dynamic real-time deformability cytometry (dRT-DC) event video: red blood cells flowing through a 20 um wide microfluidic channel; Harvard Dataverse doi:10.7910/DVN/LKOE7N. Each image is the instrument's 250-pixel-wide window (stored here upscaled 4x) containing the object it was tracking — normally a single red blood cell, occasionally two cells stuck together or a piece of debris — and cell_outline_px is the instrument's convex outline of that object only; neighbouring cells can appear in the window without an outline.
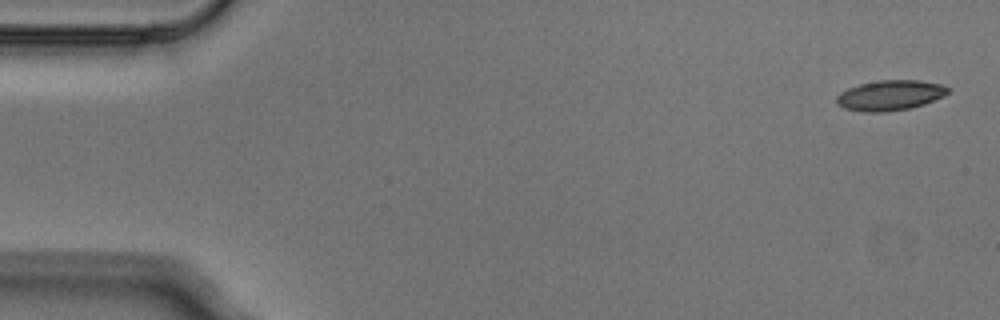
{"species": "Egyptian fruit bat (a non-hibernating species)", "species_latin": "Rousettus aegyptiacus", "temperature_condition": "cold", "stored_images_in_passage": 6, "camera_frame_rate_fps": 3000, "um_per_image_px": 0.085, "animal": {"sex": "male"}, "frame": {"image": 1, "passage_image": 1, "time_ms": 0.0, "image_size_px": [1000, 320], "cell_outline_px": [[952, 88], [944, 96], [924, 104], [908, 108], [884, 112], [860, 112], [844, 108], [836, 104], [836, 96], [840, 92], [848, 88], [860, 84], [880, 80], [920, 80], [944, 84]], "centroid_in_image_um": [75.67, 8.09], "position_along_channel_um": 9.3, "area_um2": 19.83}}
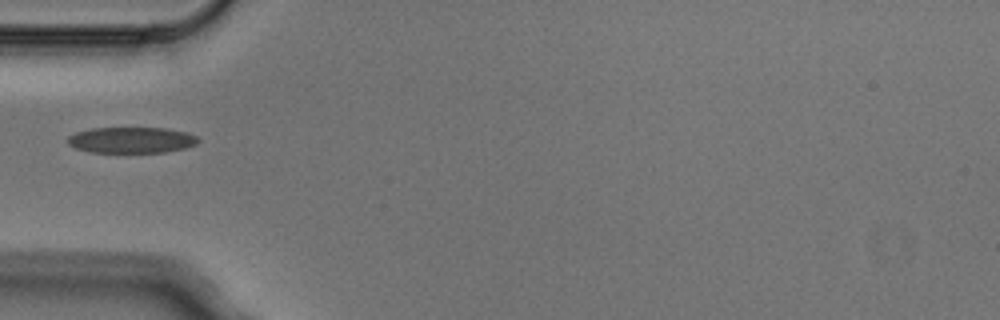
{"frame": {"image": 2, "passage_image": 5, "time_ms": 1.333, "image_size_px": [1000, 320], "cell_outline_px": [[200, 140], [196, 144], [184, 148], [164, 152], [92, 152], [76, 148], [68, 144], [68, 136], [76, 132], [92, 128], [164, 128], [184, 132], [196, 136]], "centroid_in_image_um": [11.16, 11.9], "position_along_channel_um": 73.8, "area_um2": 19.54}}
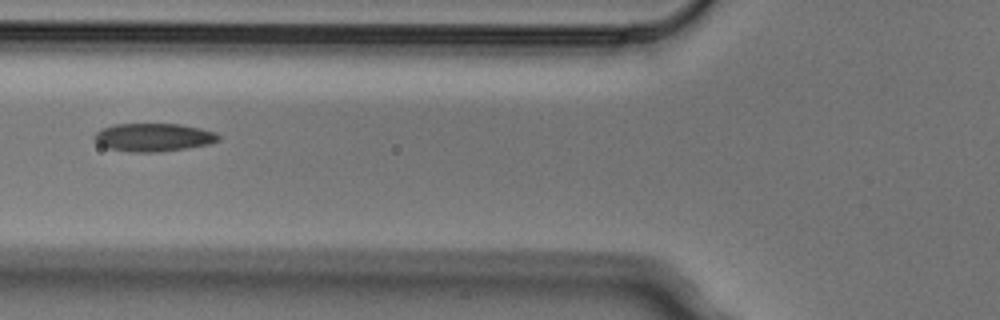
{"frame": {"image": 3, "passage_image": 6, "time_ms": 1.667, "image_size_px": [1000, 320], "cell_outline_px": [[220, 140], [208, 144], [184, 148], [156, 152], [132, 152], [108, 148], [100, 144], [96, 140], [96, 132], [100, 128], [112, 124], [180, 124], [200, 128], [216, 132], [220, 136]], "centroid_in_image_um": [13.06, 11.66], "position_along_channel_um": 112.7, "area_um2": 20.17}}